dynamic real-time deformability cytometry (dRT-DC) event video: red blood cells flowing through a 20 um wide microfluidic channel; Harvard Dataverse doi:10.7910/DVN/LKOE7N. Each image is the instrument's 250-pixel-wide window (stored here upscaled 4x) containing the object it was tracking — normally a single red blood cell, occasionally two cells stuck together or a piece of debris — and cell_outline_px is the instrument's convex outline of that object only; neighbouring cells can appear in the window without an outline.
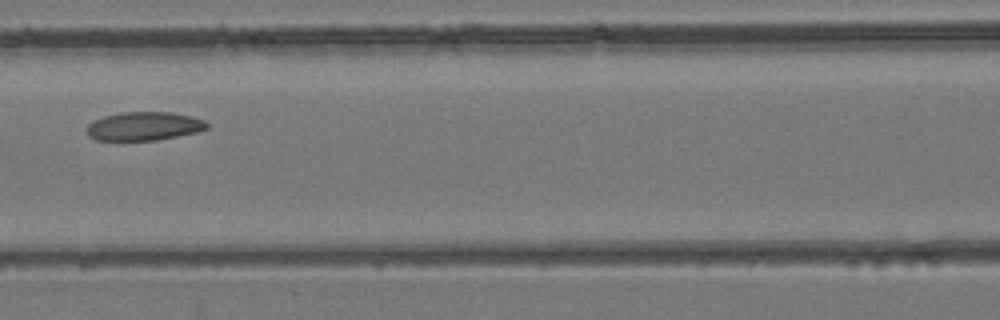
{"species": "common noctule bat (a hibernating species)", "species_latin": "Nyctalus noctula", "temperature_condition": "room temperature", "stored_images_in_passage": 5, "camera_frame_rate_fps": 3000, "um_per_image_px": 0.085, "animal": {"sex": "female", "body_mass_g": 24.6, "forearm_length_mm": 56.2}, "frame": {"image": 1, "passage_image": 4, "time_ms": 4.333, "image_size_px": [1000, 320], "cell_outline_px": [[208, 128], [196, 132], [156, 140], [96, 140], [88, 136], [88, 124], [92, 120], [104, 116], [120, 112], [172, 112], [204, 120], [208, 124]], "centroid_in_image_um": [12.21, 10.72], "position_along_channel_um": 154.4, "area_um2": 19.88}}
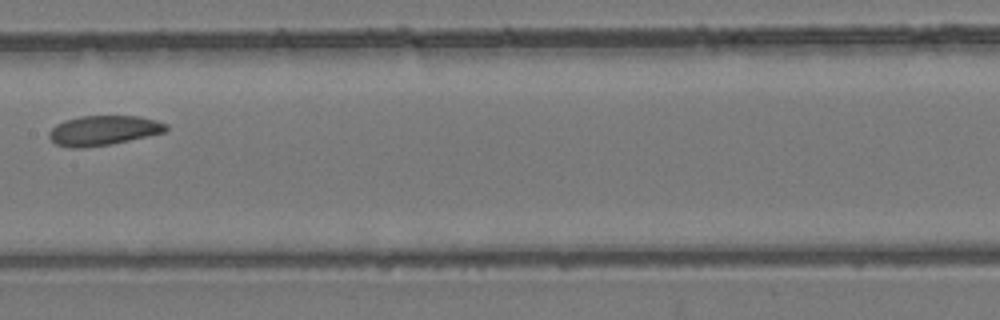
{"frame": {"image": 2, "passage_image": 5, "time_ms": 5.333, "image_size_px": [1000, 320], "cell_outline_px": [[168, 128], [164, 132], [148, 136], [112, 144], [84, 148], [68, 148], [56, 144], [48, 136], [48, 132], [56, 124], [64, 120], [80, 116], [140, 116], [156, 120], [168, 124]], "centroid_in_image_um": [8.78, 11.09], "position_along_channel_um": 198.6, "area_um2": 20.46}}